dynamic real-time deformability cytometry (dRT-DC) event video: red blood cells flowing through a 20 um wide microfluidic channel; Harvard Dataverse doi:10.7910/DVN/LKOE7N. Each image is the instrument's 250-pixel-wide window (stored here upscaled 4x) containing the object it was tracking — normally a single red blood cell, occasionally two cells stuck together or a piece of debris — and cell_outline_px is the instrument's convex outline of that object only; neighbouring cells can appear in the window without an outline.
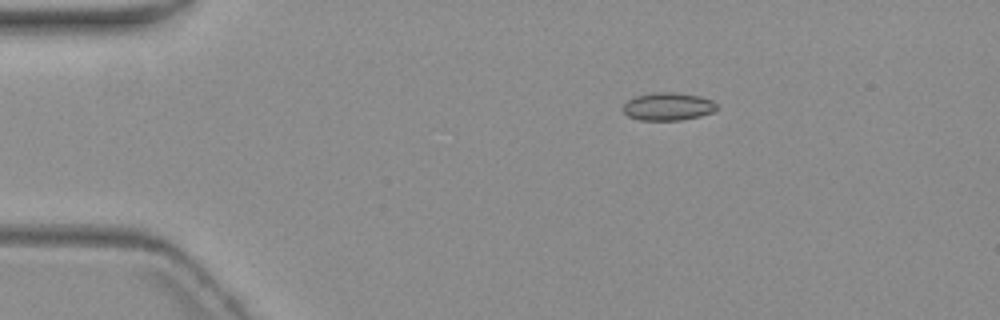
{"species": "common noctule bat (a hibernating species)", "species_latin": "Nyctalus noctula", "temperature_condition": "warm", "stored_images_in_passage": 3, "camera_frame_rate_fps": 3000, "um_per_image_px": 0.085, "animal": {"sex": "female", "body_mass_g": 19.3, "forearm_length_mm": 54.1}, "frame": {"image": 1, "passage_image": 1, "time_ms": 0.0, "image_size_px": [1000, 320], "cell_outline_px": [[720, 108], [712, 112], [700, 116], [680, 120], [640, 120], [628, 116], [624, 112], [624, 104], [628, 100], [636, 96], [652, 92], [672, 92], [700, 96], [712, 100], [720, 104]], "centroid_in_image_um": [56.83, 9.05], "position_along_channel_um": 28.2, "area_um2": 15.32}}
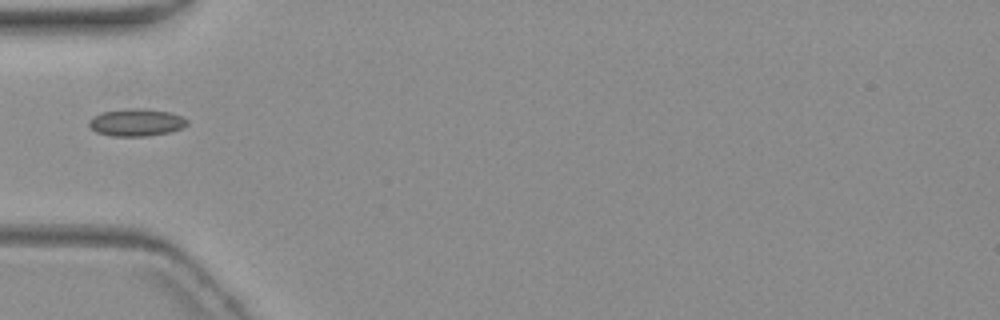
{"frame": {"image": 2, "passage_image": 3, "time_ms": 3.0, "image_size_px": [1000, 320], "cell_outline_px": [[188, 124], [180, 128], [168, 132], [144, 136], [112, 136], [96, 132], [88, 124], [88, 120], [92, 116], [100, 112], [128, 108], [144, 108], [172, 112], [188, 120]], "centroid_in_image_um": [11.55, 10.39], "position_along_channel_um": 73.4, "area_um2": 15.72}}